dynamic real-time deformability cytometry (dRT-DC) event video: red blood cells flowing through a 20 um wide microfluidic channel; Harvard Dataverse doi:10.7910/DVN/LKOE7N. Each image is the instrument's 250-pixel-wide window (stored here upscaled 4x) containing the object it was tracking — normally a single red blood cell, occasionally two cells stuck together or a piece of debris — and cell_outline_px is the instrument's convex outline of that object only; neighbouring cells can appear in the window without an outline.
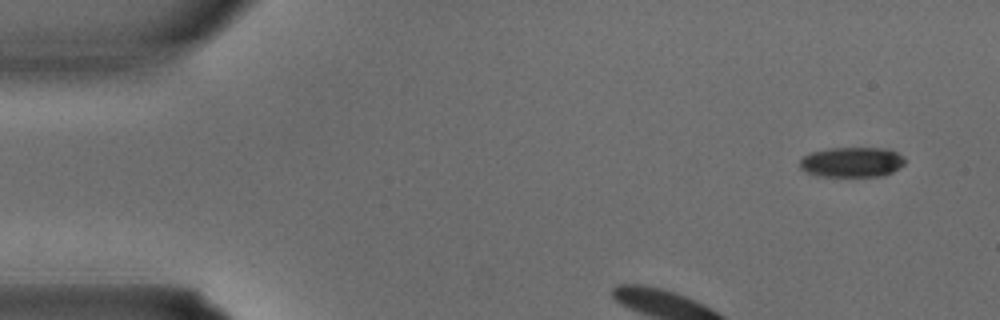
{"species": "common noctule bat (a hibernating species)", "species_latin": "Nyctalus noctula", "temperature_condition": "warm", "stored_images_in_passage": 3, "camera_frame_rate_fps": 3000, "um_per_image_px": 0.085, "animal": {"sex": "male", "body_mass_g": 15.6}, "frame": {"image": 1, "passage_image": 1, "time_ms": 0.0, "image_size_px": [1000, 320], "cell_outline_px": [[904, 164], [892, 172], [880, 176], [820, 176], [808, 172], [800, 168], [800, 160], [804, 156], [812, 152], [832, 148], [884, 148], [896, 152], [904, 160]], "centroid_in_image_um": [72.4, 13.78], "position_along_channel_um": 12.6, "area_um2": 18.09}}
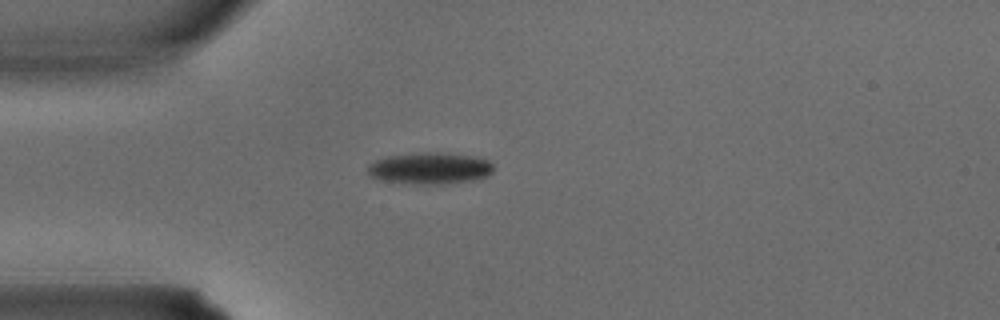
{"frame": {"image": 2, "passage_image": 3, "time_ms": 0.667, "image_size_px": [1000, 320], "cell_outline_px": [[492, 172], [488, 176], [480, 180], [440, 184], [408, 184], [384, 180], [368, 176], [364, 168], [368, 164], [376, 160], [388, 156], [424, 152], [444, 152], [476, 156], [488, 160], [492, 164]], "centroid_in_image_um": [36.54, 14.31], "position_along_channel_um": 48.5, "area_um2": 23.7}}